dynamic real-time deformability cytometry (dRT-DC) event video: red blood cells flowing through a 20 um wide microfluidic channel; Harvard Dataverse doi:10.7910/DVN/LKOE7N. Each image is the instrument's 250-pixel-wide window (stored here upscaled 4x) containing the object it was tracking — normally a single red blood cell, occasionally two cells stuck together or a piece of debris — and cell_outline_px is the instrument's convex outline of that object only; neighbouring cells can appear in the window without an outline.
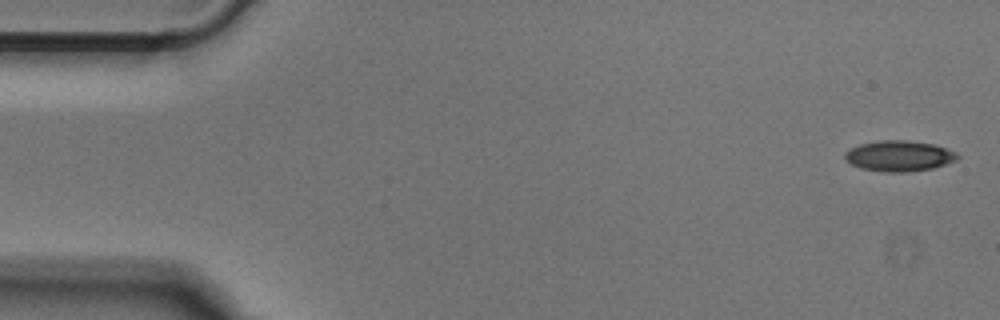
{"species": "Egyptian fruit bat (a non-hibernating species)", "species_latin": "Rousettus aegyptiacus", "temperature_condition": "cold", "stored_images_in_passage": 49, "camera_frame_rate_fps": 3000, "um_per_image_px": 0.085, "animal": {"sex": "male"}, "frame": {"image": 1, "passage_image": 1, "time_ms": 0.0, "image_size_px": [1000, 320], "cell_outline_px": [[960, 156], [956, 160], [932, 168], [908, 172], [884, 172], [860, 168], [852, 164], [844, 156], [844, 152], [860, 144], [880, 140], [908, 140], [936, 144], [956, 152]], "centroid_in_image_um": [76.44, 13.25], "position_along_channel_um": 8.6, "area_um2": 20.11}}
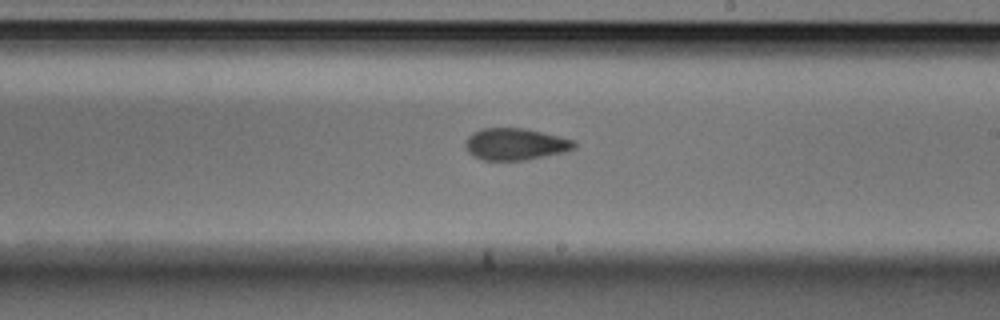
{"frame": {"image": 2, "passage_image": 28, "time_ms": 9.0, "image_size_px": [1000, 320], "cell_outline_px": [[576, 148], [568, 152], [524, 160], [484, 160], [468, 152], [464, 144], [468, 136], [472, 132], [484, 128], [524, 128], [560, 136], [576, 140]], "centroid_in_image_um": [43.86, 12.25], "position_along_channel_um": 245.1, "area_um2": 20.35}}
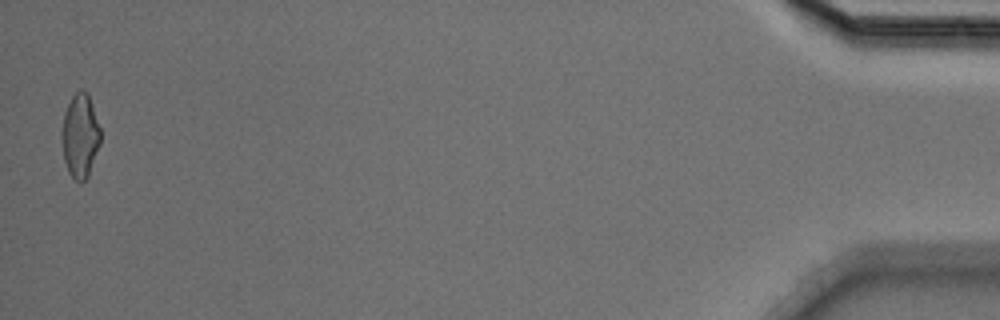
{"frame": {"image": 3, "passage_image": 49, "time_ms": 16.0, "image_size_px": [1000, 320], "cell_outline_px": [[100, 144], [88, 176], [80, 184], [68, 172], [64, 160], [60, 140], [60, 132], [64, 112], [72, 96], [80, 88], [88, 92], [100, 128]], "centroid_in_image_um": [6.79, 11.53], "position_along_channel_um": 428.4, "area_um2": 19.25}}